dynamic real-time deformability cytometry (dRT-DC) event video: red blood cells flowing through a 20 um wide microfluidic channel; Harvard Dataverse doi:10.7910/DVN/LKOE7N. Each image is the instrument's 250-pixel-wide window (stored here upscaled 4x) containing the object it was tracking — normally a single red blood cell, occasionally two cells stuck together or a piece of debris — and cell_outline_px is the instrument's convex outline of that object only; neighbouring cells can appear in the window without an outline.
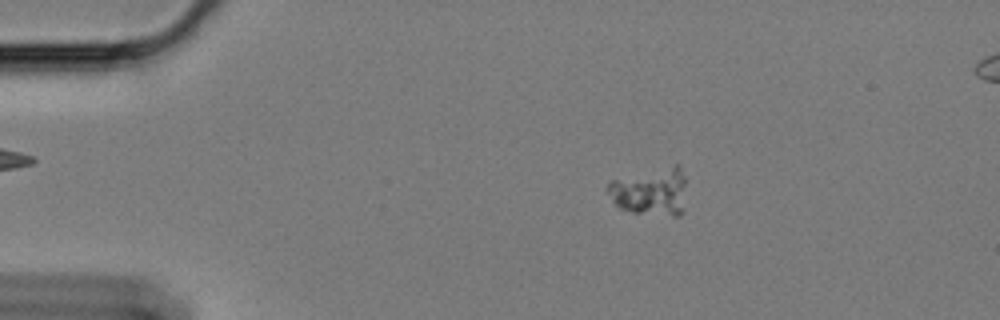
{"species": "Egyptian fruit bat (a non-hibernating species)", "species_latin": "Rousettus aegyptiacus", "temperature_condition": "cold", "stored_images_in_passage": 57, "camera_frame_rate_fps": 3000, "um_per_image_px": 0.085, "animal": {"sex": "female"}, "frame": {"image": 1, "passage_image": 8, "time_ms": 2.333, "image_size_px": [1000, 320], "cell_outline_px": [[684, 212], [680, 216], [672, 216], [632, 212], [620, 208], [612, 200], [604, 188], [612, 180], [676, 164], [680, 164], [684, 176]], "centroid_in_image_um": [55.31, 16.3], "position_along_channel_um": 29.7, "area_um2": 21.91}}
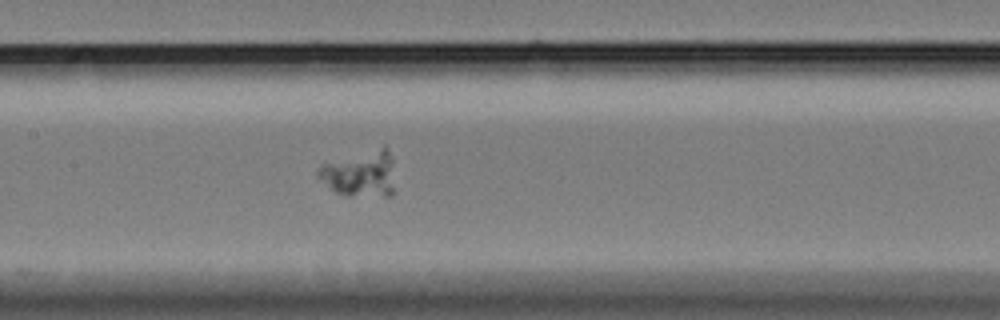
{"frame": {"image": 2, "passage_image": 26, "time_ms": 8.333, "image_size_px": [1000, 320], "cell_outline_px": [[392, 196], [344, 196], [336, 192], [316, 176], [316, 172], [320, 164], [384, 144], [388, 148], [392, 160]], "centroid_in_image_um": [30.6, 14.73], "position_along_channel_um": 176.8, "area_um2": 21.04}}
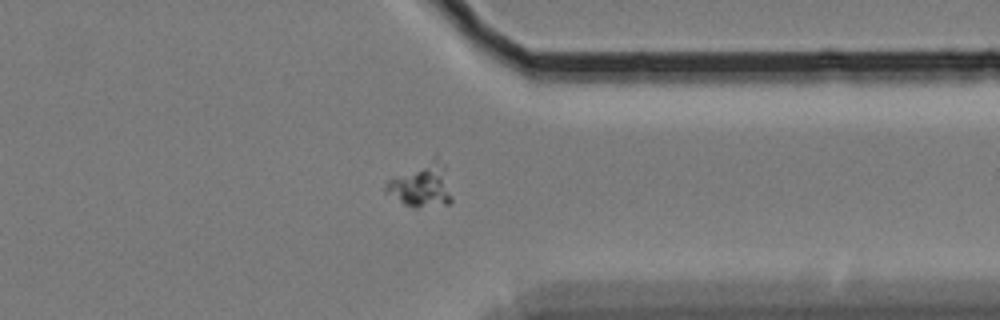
{"frame": {"image": 3, "passage_image": 44, "time_ms": 14.333, "image_size_px": [1000, 320], "cell_outline_px": [[452, 200], [448, 204], [416, 208], [404, 204], [384, 192], [384, 188], [388, 180], [392, 176], [436, 152], [444, 164], [452, 196]], "centroid_in_image_um": [35.82, 15.65], "position_along_channel_um": 375.6, "area_um2": 17.8}}